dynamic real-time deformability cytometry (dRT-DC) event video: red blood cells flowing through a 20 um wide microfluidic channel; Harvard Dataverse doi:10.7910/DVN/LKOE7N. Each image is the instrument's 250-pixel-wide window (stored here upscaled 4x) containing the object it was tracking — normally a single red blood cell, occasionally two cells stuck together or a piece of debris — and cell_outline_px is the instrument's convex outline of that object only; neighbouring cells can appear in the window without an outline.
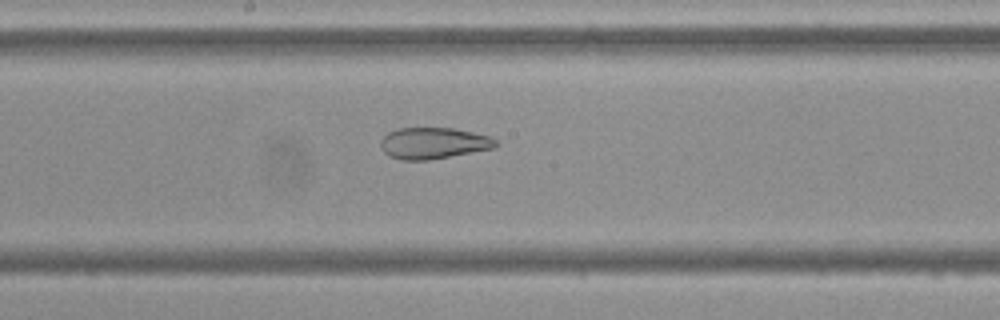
{"species": "Egyptian fruit bat (a non-hibernating species)", "species_latin": "Rousettus aegyptiacus", "temperature_condition": "cold", "stored_images_in_passage": 38, "camera_frame_rate_fps": 3000, "um_per_image_px": 0.085, "frame": {"image": 1, "passage_image": 22, "time_ms": 7.0, "image_size_px": [1000, 320], "cell_outline_px": [[500, 144], [496, 148], [428, 160], [404, 160], [388, 156], [384, 152], [380, 144], [380, 140], [388, 132], [396, 128], [452, 128], [472, 132], [488, 136], [496, 140]], "centroid_in_image_um": [36.84, 12.17], "position_along_channel_um": 211.4, "area_um2": 21.1}}